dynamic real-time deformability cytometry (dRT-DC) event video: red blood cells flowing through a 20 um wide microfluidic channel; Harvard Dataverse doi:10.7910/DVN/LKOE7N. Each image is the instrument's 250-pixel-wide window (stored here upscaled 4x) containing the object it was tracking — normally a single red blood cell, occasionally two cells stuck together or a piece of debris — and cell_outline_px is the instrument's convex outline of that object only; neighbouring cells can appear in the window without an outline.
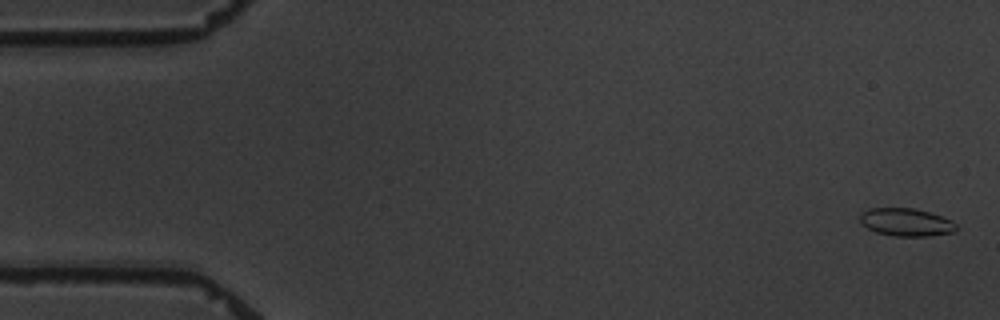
{"species": "common noctule bat (a hibernating species)", "species_latin": "Nyctalus noctula", "temperature_condition": "warm", "stored_images_in_passage": 5, "camera_frame_rate_fps": 3000, "um_per_image_px": 0.085, "animal": {"sex": "male", "body_mass_g": 19.5, "forearm_length_mm": 54.6}, "frame": {"image": 1, "passage_image": 1, "time_ms": 0.0, "image_size_px": [1000, 320], "cell_outline_px": [[956, 232], [928, 236], [892, 236], [876, 232], [868, 228], [860, 220], [860, 212], [868, 208], [912, 208], [928, 212], [952, 220], [956, 224]], "centroid_in_image_um": [77.02, 18.89], "position_along_channel_um": 8.0, "area_um2": 15.61}}